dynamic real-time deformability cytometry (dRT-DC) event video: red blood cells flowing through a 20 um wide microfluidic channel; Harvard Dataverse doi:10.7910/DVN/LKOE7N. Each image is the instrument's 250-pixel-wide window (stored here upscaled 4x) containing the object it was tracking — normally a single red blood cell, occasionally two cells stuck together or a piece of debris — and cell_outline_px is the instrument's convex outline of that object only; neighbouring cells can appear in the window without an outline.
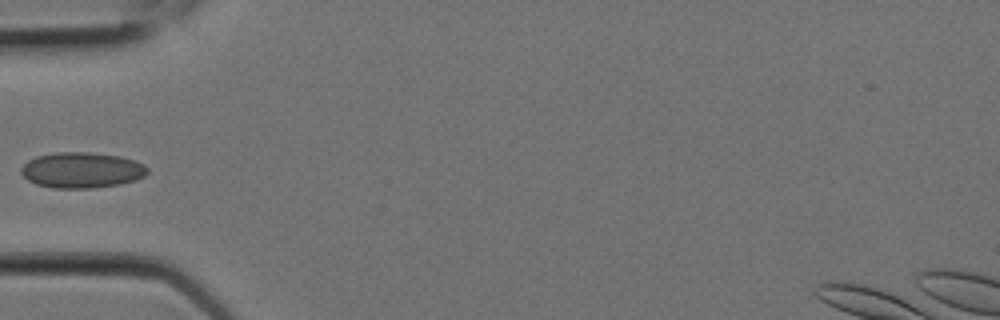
{"species": "Egyptian fruit bat (a non-hibernating species)", "species_latin": "Rousettus aegyptiacus", "temperature_condition": "room temperature", "stored_images_in_passage": 8, "camera_frame_rate_fps": 3000, "um_per_image_px": 0.085, "animal": {"sex": "female"}, "frame": {"image": 1, "passage_image": 4, "time_ms": 1.0, "image_size_px": [1000, 320], "cell_outline_px": [[148, 172], [144, 176], [136, 180], [120, 184], [92, 188], [52, 188], [36, 184], [28, 180], [20, 172], [20, 168], [28, 160], [36, 156], [56, 152], [88, 152], [120, 156], [144, 164], [148, 168]], "centroid_in_image_um": [6.93, 14.46], "position_along_channel_um": 78.1, "area_um2": 26.36}}
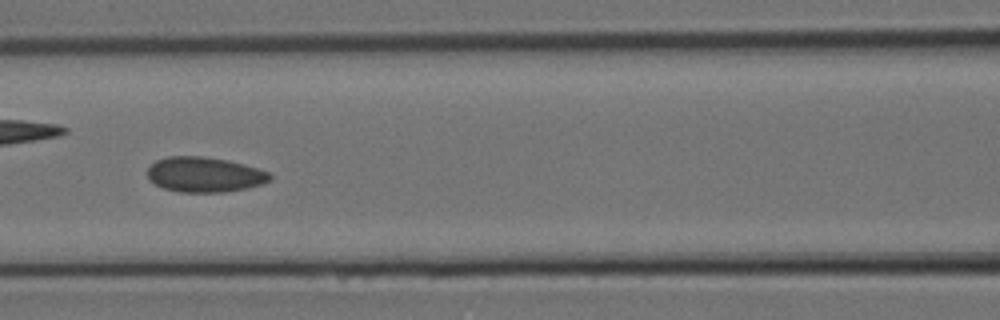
{"frame": {"image": 2, "passage_image": 6, "time_ms": 1.667, "image_size_px": [1000, 320], "cell_outline_px": [[272, 180], [264, 184], [248, 188], [224, 192], [180, 192], [164, 188], [148, 180], [148, 168], [156, 160], [168, 156], [204, 156], [228, 160], [244, 164], [268, 172], [272, 176]], "centroid_in_image_um": [17.4, 14.84], "position_along_channel_um": 149.2, "area_um2": 25.2}}
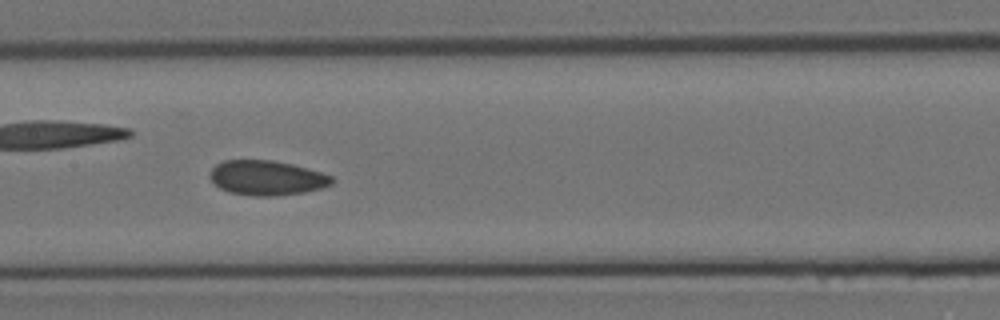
{"frame": {"image": 3, "passage_image": 7, "time_ms": 2.0, "image_size_px": [1000, 320], "cell_outline_px": [[332, 184], [320, 188], [304, 192], [276, 196], [252, 196], [228, 192], [220, 188], [208, 176], [212, 168], [216, 164], [224, 160], [272, 160], [292, 164], [308, 168], [332, 176]], "centroid_in_image_um": [22.65, 15.12], "position_along_channel_um": 184.8, "area_um2": 24.68}}